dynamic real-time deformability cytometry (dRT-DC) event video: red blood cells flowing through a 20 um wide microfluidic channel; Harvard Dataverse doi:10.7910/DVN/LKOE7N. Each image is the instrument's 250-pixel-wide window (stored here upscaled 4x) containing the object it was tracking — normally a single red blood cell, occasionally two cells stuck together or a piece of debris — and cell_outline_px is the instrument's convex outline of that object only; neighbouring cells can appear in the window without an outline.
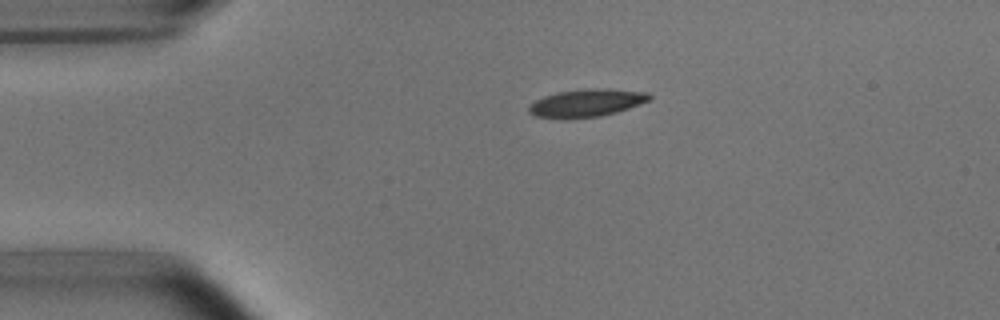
{"species": "common noctule bat (a hibernating species)", "species_latin": "Nyctalus noctula", "temperature_condition": "room temperature", "stored_images_in_passage": 44, "camera_frame_rate_fps": 3000, "um_per_image_px": 0.085, "animal": {"sex": "male", "body_mass_g": 15.6}, "frame": {"image": 1, "passage_image": 2, "time_ms": 0.333, "image_size_px": [1000, 320], "cell_outline_px": [[652, 96], [648, 100], [628, 108], [616, 112], [600, 116], [564, 120], [536, 116], [528, 112], [528, 108], [536, 100], [544, 96], [560, 92], [592, 88], [596, 88], [648, 92]], "centroid_in_image_um": [49.82, 8.77], "position_along_channel_um": 35.2, "area_um2": 19.31}}
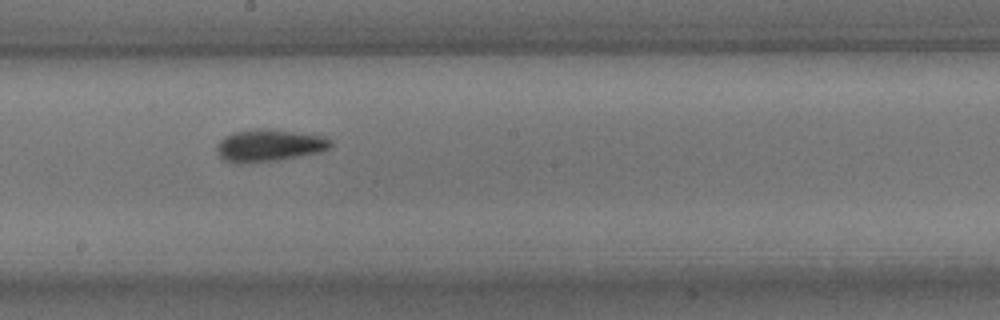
{"frame": {"image": 2, "passage_image": 20, "time_ms": 6.333, "image_size_px": [1000, 320], "cell_outline_px": [[332, 144], [328, 148], [320, 152], [276, 160], [244, 164], [236, 164], [224, 160], [216, 152], [216, 148], [220, 140], [224, 136], [232, 132], [256, 128], [268, 128], [324, 136], [332, 140]], "centroid_in_image_um": [22.83, 12.36], "position_along_channel_um": 225.4, "area_um2": 21.56}}
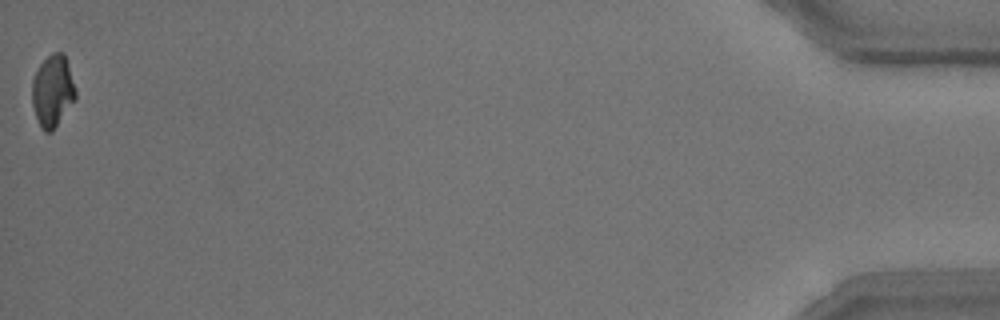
{"frame": {"image": 3, "passage_image": 44, "time_ms": 14.333, "image_size_px": [1000, 320], "cell_outline_px": [[76, 96], [52, 132], [44, 132], [40, 128], [32, 104], [32, 80], [40, 64], [52, 52], [64, 52], [76, 92]], "centroid_in_image_um": [4.45, 7.73], "position_along_channel_um": 430.8, "area_um2": 17.92}, "authors_computed_cell_mechanics": {"area_um2": 19.5942, "velocity_mm_per_s": 3.7431, "shape_relaxation_time_tau1_ms": 3.1965, "shape_relaxation_time_tau2_ms": 2.4631, "deformation_change_tau1": 0.1367, "deformation_change_tau2": 0.0913}}